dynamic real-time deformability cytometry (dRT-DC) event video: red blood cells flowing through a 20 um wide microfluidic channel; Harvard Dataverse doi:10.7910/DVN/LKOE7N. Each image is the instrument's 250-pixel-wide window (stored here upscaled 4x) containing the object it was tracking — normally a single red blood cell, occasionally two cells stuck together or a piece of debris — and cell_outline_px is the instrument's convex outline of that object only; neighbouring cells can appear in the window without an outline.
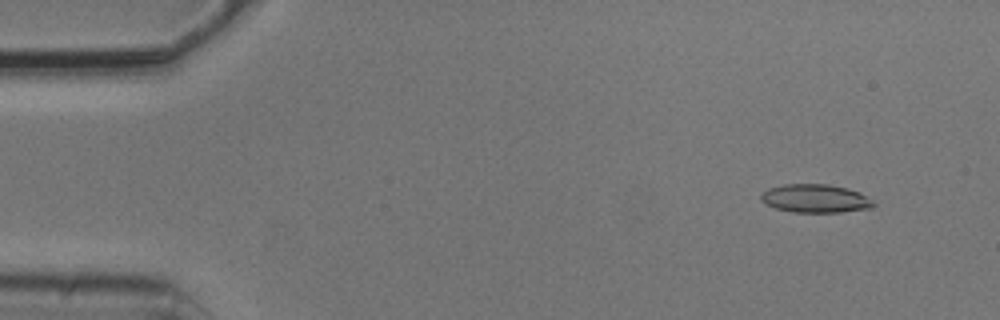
{"species": "common noctule bat (a hibernating species)", "species_latin": "Nyctalus noctula", "temperature_condition": "cold", "stored_images_in_passage": 5, "camera_frame_rate_fps": 3000, "um_per_image_px": 0.085, "animal": {"sex": "male", "body_mass_g": 20.5, "forearm_length_mm": 52.5}, "frame": {"image": 1, "passage_image": 2, "time_ms": 0.333, "image_size_px": [1000, 320], "cell_outline_px": [[876, 204], [872, 208], [840, 212], [792, 212], [776, 208], [760, 200], [760, 192], [768, 188], [784, 184], [828, 184], [848, 188], [860, 192], [872, 200]], "centroid_in_image_um": [69.3, 16.86], "position_along_channel_um": 15.7, "area_um2": 18.73}}
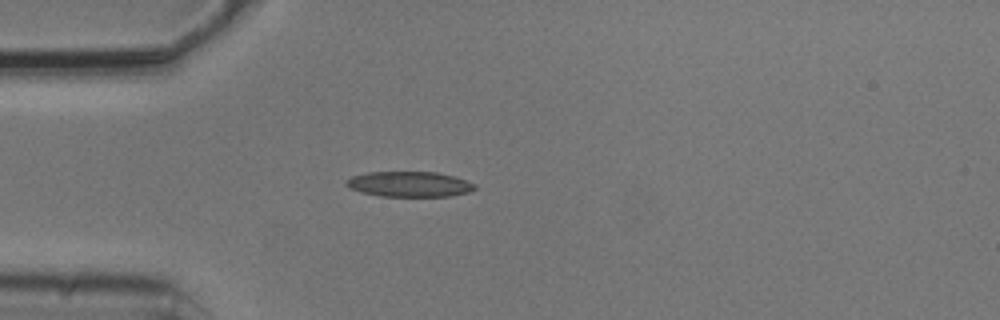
{"frame": {"image": 2, "passage_image": 5, "time_ms": 1.333, "image_size_px": [1000, 320], "cell_outline_px": [[476, 188], [468, 192], [448, 196], [380, 196], [360, 192], [348, 188], [344, 184], [344, 180], [352, 176], [368, 172], [436, 172], [452, 176], [476, 184]], "centroid_in_image_um": [34.72, 15.65], "position_along_channel_um": 50.3, "area_um2": 18.96}}